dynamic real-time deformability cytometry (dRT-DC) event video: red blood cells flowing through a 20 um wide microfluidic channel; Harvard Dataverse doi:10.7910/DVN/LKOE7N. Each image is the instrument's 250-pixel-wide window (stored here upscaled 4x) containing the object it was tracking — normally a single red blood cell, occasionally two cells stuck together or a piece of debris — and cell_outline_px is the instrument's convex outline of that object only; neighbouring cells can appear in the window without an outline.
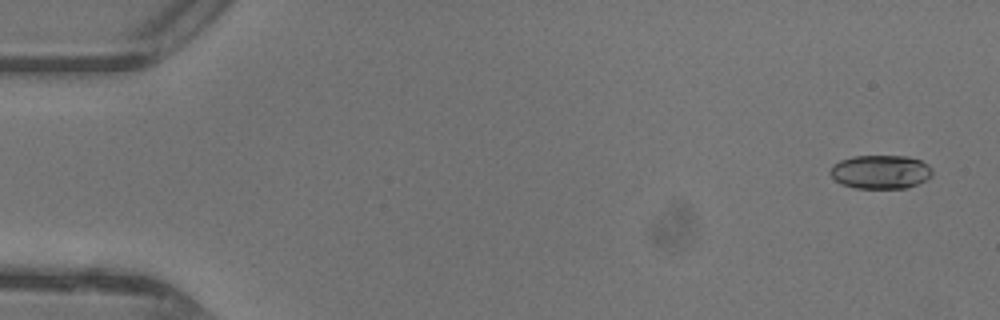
{"species": "common noctule bat (a hibernating species)", "species_latin": "Nyctalus noctula", "temperature_condition": "warm", "stored_images_in_passage": 15, "camera_frame_rate_fps": 3000, "um_per_image_px": 0.085, "animal": {"sex": "female"}, "frame": {"image": 1, "passage_image": 3, "time_ms": 0.667, "image_size_px": [1000, 320], "cell_outline_px": [[932, 176], [928, 180], [908, 188], [856, 188], [840, 184], [828, 172], [832, 164], [840, 160], [852, 156], [908, 156], [920, 160], [928, 164], [932, 168]], "centroid_in_image_um": [74.86, 14.61], "position_along_channel_um": 10.1, "area_um2": 20.4}}
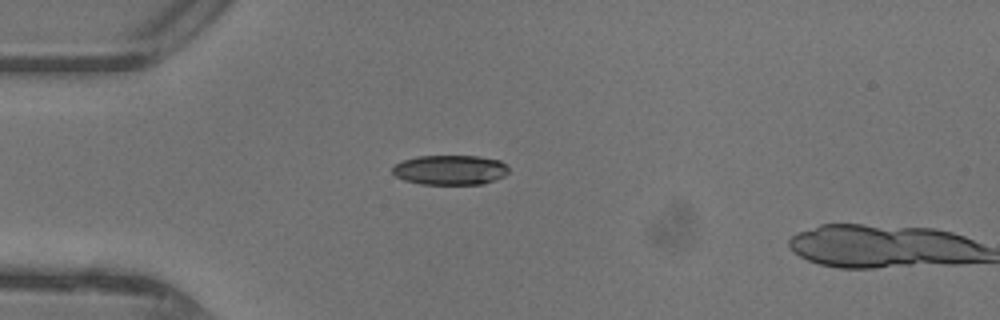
{"frame": {"image": 2, "passage_image": 14, "time_ms": 4.333, "image_size_px": [1000, 320], "cell_outline_px": [[508, 172], [504, 176], [484, 184], [420, 184], [404, 180], [396, 176], [392, 172], [392, 168], [396, 164], [404, 160], [416, 156], [476, 156], [500, 160], [508, 168]], "centroid_in_image_um": [38.25, 14.45], "position_along_channel_um": 46.7, "area_um2": 20.11}}